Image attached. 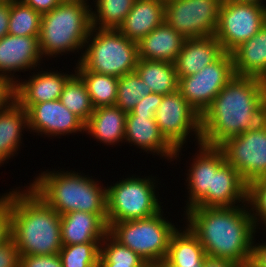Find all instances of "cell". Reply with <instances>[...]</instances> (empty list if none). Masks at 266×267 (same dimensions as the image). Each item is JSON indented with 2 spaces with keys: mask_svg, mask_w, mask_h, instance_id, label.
<instances>
[{
  "mask_svg": "<svg viewBox=\"0 0 266 267\" xmlns=\"http://www.w3.org/2000/svg\"><path fill=\"white\" fill-rule=\"evenodd\" d=\"M241 267H255V266H253L251 263H247V264L242 265Z\"/></svg>",
  "mask_w": 266,
  "mask_h": 267,
  "instance_id": "50",
  "label": "cell"
},
{
  "mask_svg": "<svg viewBox=\"0 0 266 267\" xmlns=\"http://www.w3.org/2000/svg\"><path fill=\"white\" fill-rule=\"evenodd\" d=\"M11 237L22 255L59 254L62 248L61 218L25 182L10 187Z\"/></svg>",
  "mask_w": 266,
  "mask_h": 267,
  "instance_id": "4",
  "label": "cell"
},
{
  "mask_svg": "<svg viewBox=\"0 0 266 267\" xmlns=\"http://www.w3.org/2000/svg\"><path fill=\"white\" fill-rule=\"evenodd\" d=\"M59 100L84 124L87 123L95 109L85 82L77 73L66 82Z\"/></svg>",
  "mask_w": 266,
  "mask_h": 267,
  "instance_id": "31",
  "label": "cell"
},
{
  "mask_svg": "<svg viewBox=\"0 0 266 267\" xmlns=\"http://www.w3.org/2000/svg\"><path fill=\"white\" fill-rule=\"evenodd\" d=\"M247 202L248 184L232 165L225 162L217 171H212L208 207H234Z\"/></svg>",
  "mask_w": 266,
  "mask_h": 267,
  "instance_id": "22",
  "label": "cell"
},
{
  "mask_svg": "<svg viewBox=\"0 0 266 267\" xmlns=\"http://www.w3.org/2000/svg\"><path fill=\"white\" fill-rule=\"evenodd\" d=\"M183 223L198 238L206 256L244 265L251 262L257 234L248 202L234 207H191Z\"/></svg>",
  "mask_w": 266,
  "mask_h": 267,
  "instance_id": "2",
  "label": "cell"
},
{
  "mask_svg": "<svg viewBox=\"0 0 266 267\" xmlns=\"http://www.w3.org/2000/svg\"><path fill=\"white\" fill-rule=\"evenodd\" d=\"M91 28L90 2L60 3L50 12L42 14L38 40L45 61L58 63L63 58L62 65L64 59L70 58L65 62L77 64Z\"/></svg>",
  "mask_w": 266,
  "mask_h": 267,
  "instance_id": "6",
  "label": "cell"
},
{
  "mask_svg": "<svg viewBox=\"0 0 266 267\" xmlns=\"http://www.w3.org/2000/svg\"><path fill=\"white\" fill-rule=\"evenodd\" d=\"M101 242L62 246L59 255L63 267H99Z\"/></svg>",
  "mask_w": 266,
  "mask_h": 267,
  "instance_id": "35",
  "label": "cell"
},
{
  "mask_svg": "<svg viewBox=\"0 0 266 267\" xmlns=\"http://www.w3.org/2000/svg\"><path fill=\"white\" fill-rule=\"evenodd\" d=\"M57 165L33 171L27 185L59 215L75 211L107 214L106 181L101 174Z\"/></svg>",
  "mask_w": 266,
  "mask_h": 267,
  "instance_id": "3",
  "label": "cell"
},
{
  "mask_svg": "<svg viewBox=\"0 0 266 267\" xmlns=\"http://www.w3.org/2000/svg\"><path fill=\"white\" fill-rule=\"evenodd\" d=\"M99 267H149L147 262L107 233L100 244Z\"/></svg>",
  "mask_w": 266,
  "mask_h": 267,
  "instance_id": "32",
  "label": "cell"
},
{
  "mask_svg": "<svg viewBox=\"0 0 266 267\" xmlns=\"http://www.w3.org/2000/svg\"><path fill=\"white\" fill-rule=\"evenodd\" d=\"M19 267H63L59 254L22 255Z\"/></svg>",
  "mask_w": 266,
  "mask_h": 267,
  "instance_id": "38",
  "label": "cell"
},
{
  "mask_svg": "<svg viewBox=\"0 0 266 267\" xmlns=\"http://www.w3.org/2000/svg\"><path fill=\"white\" fill-rule=\"evenodd\" d=\"M248 204L256 230L266 232V176L248 185Z\"/></svg>",
  "mask_w": 266,
  "mask_h": 267,
  "instance_id": "36",
  "label": "cell"
},
{
  "mask_svg": "<svg viewBox=\"0 0 266 267\" xmlns=\"http://www.w3.org/2000/svg\"><path fill=\"white\" fill-rule=\"evenodd\" d=\"M55 64L56 67L51 66L54 65L53 62H47L29 74L22 76L16 83V102L21 107L28 110L33 104L60 98L66 82L76 73L75 64L71 65L70 63L68 66L63 62L64 65L61 68L60 65L57 66L60 63Z\"/></svg>",
  "mask_w": 266,
  "mask_h": 267,
  "instance_id": "16",
  "label": "cell"
},
{
  "mask_svg": "<svg viewBox=\"0 0 266 267\" xmlns=\"http://www.w3.org/2000/svg\"><path fill=\"white\" fill-rule=\"evenodd\" d=\"M203 267H241V265L230 260L205 256Z\"/></svg>",
  "mask_w": 266,
  "mask_h": 267,
  "instance_id": "45",
  "label": "cell"
},
{
  "mask_svg": "<svg viewBox=\"0 0 266 267\" xmlns=\"http://www.w3.org/2000/svg\"><path fill=\"white\" fill-rule=\"evenodd\" d=\"M26 5L32 7L36 12L41 15L53 10L61 2L60 0H21Z\"/></svg>",
  "mask_w": 266,
  "mask_h": 267,
  "instance_id": "43",
  "label": "cell"
},
{
  "mask_svg": "<svg viewBox=\"0 0 266 267\" xmlns=\"http://www.w3.org/2000/svg\"><path fill=\"white\" fill-rule=\"evenodd\" d=\"M16 102V83L8 76L0 74V110Z\"/></svg>",
  "mask_w": 266,
  "mask_h": 267,
  "instance_id": "40",
  "label": "cell"
},
{
  "mask_svg": "<svg viewBox=\"0 0 266 267\" xmlns=\"http://www.w3.org/2000/svg\"><path fill=\"white\" fill-rule=\"evenodd\" d=\"M143 165L144 164L138 167L139 170L137 168L135 172L133 168L130 172H124L122 176L121 173L120 175L116 173L119 179L112 175V180L114 179L113 182L108 179V176H102L106 179L108 227L114 222L139 220L154 216L168 205V203H172L173 199L170 200V198H166L169 197L168 193L166 195L165 189L162 188L166 186L165 182L163 183L165 180L163 176L161 175V177H159L158 175L160 174L157 173L155 175L153 170L151 174L150 168H148V172L146 173L140 171L143 169ZM162 193H164L165 196H163L164 194ZM165 200L168 202L166 203Z\"/></svg>",
  "mask_w": 266,
  "mask_h": 267,
  "instance_id": "5",
  "label": "cell"
},
{
  "mask_svg": "<svg viewBox=\"0 0 266 267\" xmlns=\"http://www.w3.org/2000/svg\"><path fill=\"white\" fill-rule=\"evenodd\" d=\"M154 119L175 149L201 143V116L179 91L163 95Z\"/></svg>",
  "mask_w": 266,
  "mask_h": 267,
  "instance_id": "10",
  "label": "cell"
},
{
  "mask_svg": "<svg viewBox=\"0 0 266 267\" xmlns=\"http://www.w3.org/2000/svg\"><path fill=\"white\" fill-rule=\"evenodd\" d=\"M126 115L127 113L116 105L95 108L85 124V138L89 137L90 144L96 141L95 146L102 145L104 150L115 148L114 153H117V148L124 146Z\"/></svg>",
  "mask_w": 266,
  "mask_h": 267,
  "instance_id": "19",
  "label": "cell"
},
{
  "mask_svg": "<svg viewBox=\"0 0 266 267\" xmlns=\"http://www.w3.org/2000/svg\"><path fill=\"white\" fill-rule=\"evenodd\" d=\"M164 22V0H135L124 22L117 30L129 40L138 43Z\"/></svg>",
  "mask_w": 266,
  "mask_h": 267,
  "instance_id": "24",
  "label": "cell"
},
{
  "mask_svg": "<svg viewBox=\"0 0 266 267\" xmlns=\"http://www.w3.org/2000/svg\"><path fill=\"white\" fill-rule=\"evenodd\" d=\"M223 0H165V22L184 38L215 35Z\"/></svg>",
  "mask_w": 266,
  "mask_h": 267,
  "instance_id": "12",
  "label": "cell"
},
{
  "mask_svg": "<svg viewBox=\"0 0 266 267\" xmlns=\"http://www.w3.org/2000/svg\"><path fill=\"white\" fill-rule=\"evenodd\" d=\"M265 23L266 7L223 0L214 36L224 52L231 53L255 35Z\"/></svg>",
  "mask_w": 266,
  "mask_h": 267,
  "instance_id": "11",
  "label": "cell"
},
{
  "mask_svg": "<svg viewBox=\"0 0 266 267\" xmlns=\"http://www.w3.org/2000/svg\"><path fill=\"white\" fill-rule=\"evenodd\" d=\"M234 74L266 80V23L231 52Z\"/></svg>",
  "mask_w": 266,
  "mask_h": 267,
  "instance_id": "25",
  "label": "cell"
},
{
  "mask_svg": "<svg viewBox=\"0 0 266 267\" xmlns=\"http://www.w3.org/2000/svg\"><path fill=\"white\" fill-rule=\"evenodd\" d=\"M162 98L163 95L157 93L146 95L140 99L130 113L132 115H155L156 110L161 104Z\"/></svg>",
  "mask_w": 266,
  "mask_h": 267,
  "instance_id": "41",
  "label": "cell"
},
{
  "mask_svg": "<svg viewBox=\"0 0 266 267\" xmlns=\"http://www.w3.org/2000/svg\"><path fill=\"white\" fill-rule=\"evenodd\" d=\"M10 3L0 4V39L8 34Z\"/></svg>",
  "mask_w": 266,
  "mask_h": 267,
  "instance_id": "44",
  "label": "cell"
},
{
  "mask_svg": "<svg viewBox=\"0 0 266 267\" xmlns=\"http://www.w3.org/2000/svg\"><path fill=\"white\" fill-rule=\"evenodd\" d=\"M233 1L239 2V3L256 4L259 6L266 7V0H233Z\"/></svg>",
  "mask_w": 266,
  "mask_h": 267,
  "instance_id": "46",
  "label": "cell"
},
{
  "mask_svg": "<svg viewBox=\"0 0 266 267\" xmlns=\"http://www.w3.org/2000/svg\"><path fill=\"white\" fill-rule=\"evenodd\" d=\"M124 146L131 147L129 148L132 150L131 156L134 155V152H136L135 154L143 153L140 155L141 157L143 155L147 157L151 155L155 162L161 160L163 163L164 161V165L161 166L167 164L171 166L176 153V149L161 134L154 115H132L130 112L127 113Z\"/></svg>",
  "mask_w": 266,
  "mask_h": 267,
  "instance_id": "17",
  "label": "cell"
},
{
  "mask_svg": "<svg viewBox=\"0 0 266 267\" xmlns=\"http://www.w3.org/2000/svg\"><path fill=\"white\" fill-rule=\"evenodd\" d=\"M138 45L118 30L92 27L79 63L94 73L122 77L135 71Z\"/></svg>",
  "mask_w": 266,
  "mask_h": 267,
  "instance_id": "8",
  "label": "cell"
},
{
  "mask_svg": "<svg viewBox=\"0 0 266 267\" xmlns=\"http://www.w3.org/2000/svg\"><path fill=\"white\" fill-rule=\"evenodd\" d=\"M261 234L263 237L260 236ZM250 263L255 267H266V232H257L253 242Z\"/></svg>",
  "mask_w": 266,
  "mask_h": 267,
  "instance_id": "42",
  "label": "cell"
},
{
  "mask_svg": "<svg viewBox=\"0 0 266 267\" xmlns=\"http://www.w3.org/2000/svg\"><path fill=\"white\" fill-rule=\"evenodd\" d=\"M265 120V81L234 75L201 115V143L219 147Z\"/></svg>",
  "mask_w": 266,
  "mask_h": 267,
  "instance_id": "1",
  "label": "cell"
},
{
  "mask_svg": "<svg viewBox=\"0 0 266 267\" xmlns=\"http://www.w3.org/2000/svg\"><path fill=\"white\" fill-rule=\"evenodd\" d=\"M60 218L62 246L101 242L108 233L107 214L75 211Z\"/></svg>",
  "mask_w": 266,
  "mask_h": 267,
  "instance_id": "21",
  "label": "cell"
},
{
  "mask_svg": "<svg viewBox=\"0 0 266 267\" xmlns=\"http://www.w3.org/2000/svg\"><path fill=\"white\" fill-rule=\"evenodd\" d=\"M223 53L224 50L214 35L185 39L174 62L178 78L200 72L205 66L215 62Z\"/></svg>",
  "mask_w": 266,
  "mask_h": 267,
  "instance_id": "23",
  "label": "cell"
},
{
  "mask_svg": "<svg viewBox=\"0 0 266 267\" xmlns=\"http://www.w3.org/2000/svg\"><path fill=\"white\" fill-rule=\"evenodd\" d=\"M26 133L30 136L25 108L14 102L0 110V169H6L5 166L10 165L23 152L22 148L28 147L24 145L25 140L29 139L25 136Z\"/></svg>",
  "mask_w": 266,
  "mask_h": 267,
  "instance_id": "20",
  "label": "cell"
},
{
  "mask_svg": "<svg viewBox=\"0 0 266 267\" xmlns=\"http://www.w3.org/2000/svg\"><path fill=\"white\" fill-rule=\"evenodd\" d=\"M135 0H91V26L117 30L133 7Z\"/></svg>",
  "mask_w": 266,
  "mask_h": 267,
  "instance_id": "30",
  "label": "cell"
},
{
  "mask_svg": "<svg viewBox=\"0 0 266 267\" xmlns=\"http://www.w3.org/2000/svg\"><path fill=\"white\" fill-rule=\"evenodd\" d=\"M75 71L85 82L94 108L116 105L119 78L87 71L79 62Z\"/></svg>",
  "mask_w": 266,
  "mask_h": 267,
  "instance_id": "29",
  "label": "cell"
},
{
  "mask_svg": "<svg viewBox=\"0 0 266 267\" xmlns=\"http://www.w3.org/2000/svg\"><path fill=\"white\" fill-rule=\"evenodd\" d=\"M38 38L39 36H16L10 34L1 38L0 74L10 77L17 83L22 76L45 65L47 62L40 52Z\"/></svg>",
  "mask_w": 266,
  "mask_h": 267,
  "instance_id": "18",
  "label": "cell"
},
{
  "mask_svg": "<svg viewBox=\"0 0 266 267\" xmlns=\"http://www.w3.org/2000/svg\"><path fill=\"white\" fill-rule=\"evenodd\" d=\"M204 260H205V257L199 263H196V264H188V265H181V266H160V267H203Z\"/></svg>",
  "mask_w": 266,
  "mask_h": 267,
  "instance_id": "47",
  "label": "cell"
},
{
  "mask_svg": "<svg viewBox=\"0 0 266 267\" xmlns=\"http://www.w3.org/2000/svg\"><path fill=\"white\" fill-rule=\"evenodd\" d=\"M185 39L164 22L137 43L138 57L144 60L174 63Z\"/></svg>",
  "mask_w": 266,
  "mask_h": 267,
  "instance_id": "26",
  "label": "cell"
},
{
  "mask_svg": "<svg viewBox=\"0 0 266 267\" xmlns=\"http://www.w3.org/2000/svg\"><path fill=\"white\" fill-rule=\"evenodd\" d=\"M61 3L68 2H91V0H60Z\"/></svg>",
  "mask_w": 266,
  "mask_h": 267,
  "instance_id": "48",
  "label": "cell"
},
{
  "mask_svg": "<svg viewBox=\"0 0 266 267\" xmlns=\"http://www.w3.org/2000/svg\"><path fill=\"white\" fill-rule=\"evenodd\" d=\"M189 148L191 149V146L176 149L174 160L170 167L172 170H168L172 172L174 171L173 168L175 169L176 167L178 170L179 168L180 170L182 169L179 171L181 173L186 168L178 178L180 180V176H184L182 180L185 181L180 184L181 186L185 185L182 186L185 187L183 188L185 191L182 190V194L185 193V195L183 194L185 200L180 198L181 202L184 201L181 204L184 205L180 207L182 213L191 207H208V189H211L212 171H217L226 162L224 153L218 146L199 143L193 145V150H189ZM186 150L191 151H188V156L184 153ZM182 161L186 162L183 163ZM176 164L179 165V168H177ZM180 164L185 165L182 166L184 169L180 167Z\"/></svg>",
  "mask_w": 266,
  "mask_h": 267,
  "instance_id": "9",
  "label": "cell"
},
{
  "mask_svg": "<svg viewBox=\"0 0 266 267\" xmlns=\"http://www.w3.org/2000/svg\"><path fill=\"white\" fill-rule=\"evenodd\" d=\"M27 116L30 137L36 136L35 138H38V140L39 137L45 140L47 137L49 141L52 139L51 143L59 139L60 145L61 138L65 137V141L66 137L70 139L71 136V139L74 138L77 141V138H80L81 135L84 142L85 124L68 110L59 99L33 104L27 110Z\"/></svg>",
  "mask_w": 266,
  "mask_h": 267,
  "instance_id": "15",
  "label": "cell"
},
{
  "mask_svg": "<svg viewBox=\"0 0 266 267\" xmlns=\"http://www.w3.org/2000/svg\"><path fill=\"white\" fill-rule=\"evenodd\" d=\"M20 253L15 240L11 237L0 245V267H19Z\"/></svg>",
  "mask_w": 266,
  "mask_h": 267,
  "instance_id": "39",
  "label": "cell"
},
{
  "mask_svg": "<svg viewBox=\"0 0 266 267\" xmlns=\"http://www.w3.org/2000/svg\"><path fill=\"white\" fill-rule=\"evenodd\" d=\"M3 192H0V245L11 238L12 231V195L6 189Z\"/></svg>",
  "mask_w": 266,
  "mask_h": 267,
  "instance_id": "37",
  "label": "cell"
},
{
  "mask_svg": "<svg viewBox=\"0 0 266 267\" xmlns=\"http://www.w3.org/2000/svg\"><path fill=\"white\" fill-rule=\"evenodd\" d=\"M219 147L226 162L248 185L266 176V120L254 129L227 139Z\"/></svg>",
  "mask_w": 266,
  "mask_h": 267,
  "instance_id": "14",
  "label": "cell"
},
{
  "mask_svg": "<svg viewBox=\"0 0 266 267\" xmlns=\"http://www.w3.org/2000/svg\"><path fill=\"white\" fill-rule=\"evenodd\" d=\"M151 93V89L135 71L125 74L118 80L116 106L126 113L131 112L140 99Z\"/></svg>",
  "mask_w": 266,
  "mask_h": 267,
  "instance_id": "34",
  "label": "cell"
},
{
  "mask_svg": "<svg viewBox=\"0 0 266 267\" xmlns=\"http://www.w3.org/2000/svg\"><path fill=\"white\" fill-rule=\"evenodd\" d=\"M16 0H0V4H3V3H12Z\"/></svg>",
  "mask_w": 266,
  "mask_h": 267,
  "instance_id": "49",
  "label": "cell"
},
{
  "mask_svg": "<svg viewBox=\"0 0 266 267\" xmlns=\"http://www.w3.org/2000/svg\"><path fill=\"white\" fill-rule=\"evenodd\" d=\"M205 256L198 238L182 223L170 238L168 253L161 266L196 264Z\"/></svg>",
  "mask_w": 266,
  "mask_h": 267,
  "instance_id": "27",
  "label": "cell"
},
{
  "mask_svg": "<svg viewBox=\"0 0 266 267\" xmlns=\"http://www.w3.org/2000/svg\"><path fill=\"white\" fill-rule=\"evenodd\" d=\"M135 72L152 93L167 95L178 91L179 78L174 63L138 59Z\"/></svg>",
  "mask_w": 266,
  "mask_h": 267,
  "instance_id": "28",
  "label": "cell"
},
{
  "mask_svg": "<svg viewBox=\"0 0 266 267\" xmlns=\"http://www.w3.org/2000/svg\"><path fill=\"white\" fill-rule=\"evenodd\" d=\"M234 75L232 55L224 52L200 72L180 77L178 91L201 116Z\"/></svg>",
  "mask_w": 266,
  "mask_h": 267,
  "instance_id": "13",
  "label": "cell"
},
{
  "mask_svg": "<svg viewBox=\"0 0 266 267\" xmlns=\"http://www.w3.org/2000/svg\"><path fill=\"white\" fill-rule=\"evenodd\" d=\"M41 14L21 0L10 3L8 34L16 36H39Z\"/></svg>",
  "mask_w": 266,
  "mask_h": 267,
  "instance_id": "33",
  "label": "cell"
},
{
  "mask_svg": "<svg viewBox=\"0 0 266 267\" xmlns=\"http://www.w3.org/2000/svg\"><path fill=\"white\" fill-rule=\"evenodd\" d=\"M173 204L165 206L156 215L145 219L114 222L108 227V233L142 257L149 266L160 267L167 256L172 234L183 223V213L180 210L178 214L174 212L176 210L173 209Z\"/></svg>",
  "mask_w": 266,
  "mask_h": 267,
  "instance_id": "7",
  "label": "cell"
}]
</instances>
